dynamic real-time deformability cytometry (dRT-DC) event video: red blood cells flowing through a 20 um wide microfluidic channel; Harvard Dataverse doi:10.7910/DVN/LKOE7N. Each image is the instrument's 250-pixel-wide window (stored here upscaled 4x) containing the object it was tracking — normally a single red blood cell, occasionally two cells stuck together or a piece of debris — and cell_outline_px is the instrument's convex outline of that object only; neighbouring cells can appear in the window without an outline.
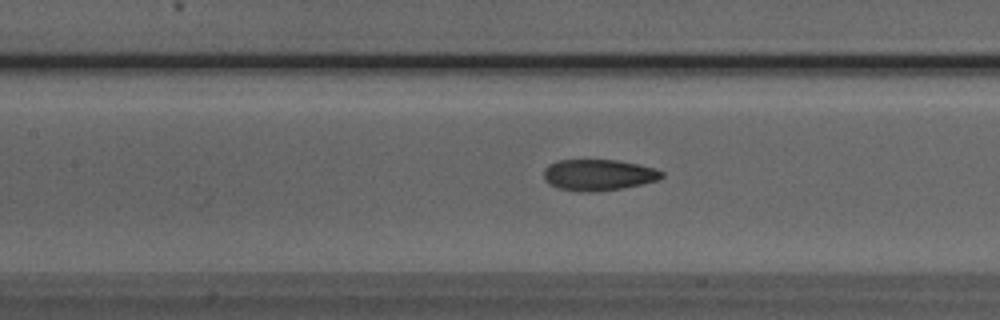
{"species": "Egyptian fruit bat (a non-hibernating species)", "species_latin": "Rousettus aegyptiacus", "temperature_condition": "room temperature", "stored_images_in_passage": 38, "camera_frame_rate_fps": 3000, "um_per_image_px": 0.085, "animal": {"sex": "male"}, "frame": {"image": 1, "passage_image": 13, "time_ms": 4.0, "image_size_px": [1000, 320], "cell_outline_px": [[664, 176], [656, 180], [640, 184], [620, 188], [592, 192], [580, 192], [560, 188], [548, 184], [544, 180], [544, 168], [548, 164], [556, 160], [616, 160], [656, 168], [664, 172]], "centroid_in_image_um": [50.82, 14.86], "position_along_channel_um": 156.6, "area_um2": 21.39}}
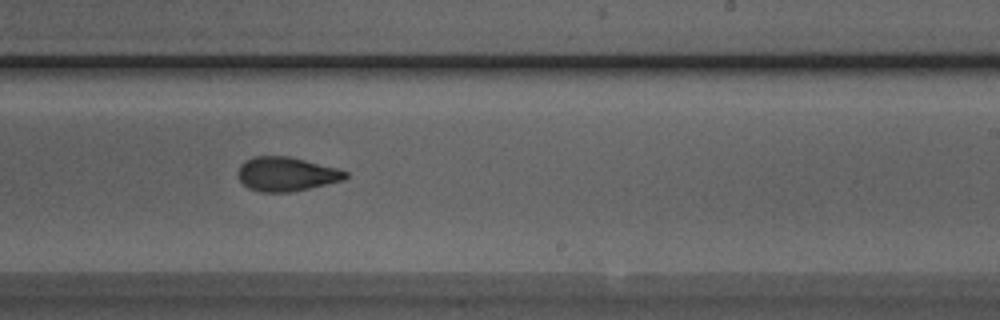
{"frame": {"image": 2, "passage_image": 21, "time_ms": 6.667, "image_size_px": [1000, 320], "cell_outline_px": [[348, 176], [344, 180], [292, 192], [260, 192], [248, 188], [240, 180], [236, 172], [240, 164], [244, 160], [252, 156], [288, 156], [340, 168], [348, 172]], "centroid_in_image_um": [24.33, 14.79], "position_along_channel_um": 264.7, "area_um2": 21.68}}
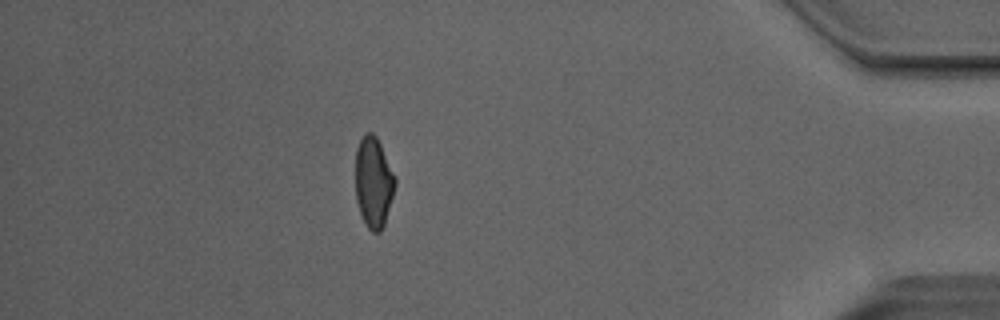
{"frame": {"image": 3, "passage_image": 35, "time_ms": 11.333, "image_size_px": [1000, 320], "cell_outline_px": [[396, 184], [384, 224], [380, 232], [372, 232], [368, 228], [360, 212], [356, 200], [356, 148], [364, 132], [372, 132], [376, 136], [396, 176]], "centroid_in_image_um": [31.75, 15.46], "position_along_channel_um": 403.4, "area_um2": 20.87}}